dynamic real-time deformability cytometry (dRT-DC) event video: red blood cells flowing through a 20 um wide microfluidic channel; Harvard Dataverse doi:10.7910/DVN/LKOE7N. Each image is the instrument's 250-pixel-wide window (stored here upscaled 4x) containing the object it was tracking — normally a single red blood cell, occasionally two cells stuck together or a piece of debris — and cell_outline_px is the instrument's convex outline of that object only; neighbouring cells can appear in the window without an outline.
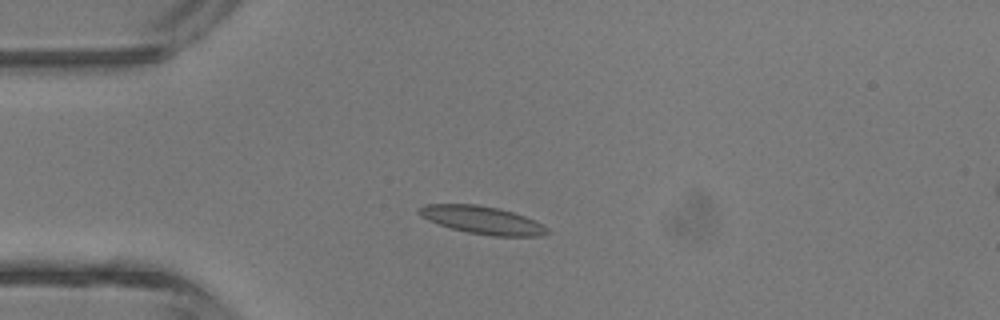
{"species": "common noctule bat (a hibernating species)", "species_latin": "Nyctalus noctula", "temperature_condition": "room temperature", "stored_images_in_passage": 4, "camera_frame_rate_fps": 3000, "um_per_image_px": 0.085, "animal": {"sex": "male", "body_mass_g": 13.3}, "frame": {"image": 1, "passage_image": 3, "time_ms": 2.333, "image_size_px": [1000, 320], "cell_outline_px": [[552, 232], [540, 236], [492, 236], [468, 232], [452, 228], [428, 220], [420, 216], [416, 212], [424, 204], [476, 204], [500, 208], [524, 216], [548, 228]], "centroid_in_image_um": [40.99, 18.7], "position_along_channel_um": 44.0, "area_um2": 20.63}}